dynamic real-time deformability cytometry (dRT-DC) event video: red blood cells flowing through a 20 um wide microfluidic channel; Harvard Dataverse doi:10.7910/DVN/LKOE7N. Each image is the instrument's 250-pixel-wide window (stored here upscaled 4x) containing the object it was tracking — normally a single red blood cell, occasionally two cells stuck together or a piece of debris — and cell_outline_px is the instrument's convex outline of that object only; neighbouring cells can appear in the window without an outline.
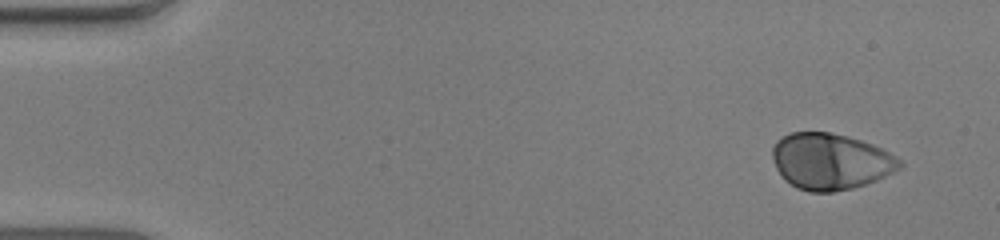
{"species": "human", "species_latin": "Homo sapiens", "temperature_condition": "warm", "stored_images_in_passage": 50, "camera_frame_rate_fps": 3000, "um_per_image_px": 0.085, "donor": {"sex": "male"}, "frame": {"image": 1, "passage_image": 1, "time_ms": 0.0, "image_size_px": [1000, 240], "cell_outline_px": [[904, 164], [900, 168], [876, 180], [852, 188], [832, 192], [808, 192], [796, 188], [784, 180], [780, 176], [776, 168], [772, 156], [772, 148], [776, 140], [792, 132], [832, 132], [848, 136], [872, 144], [896, 156]], "centroid_in_image_um": [70.56, 13.72], "position_along_channel_um": 14.4, "area_um2": 41.79}}
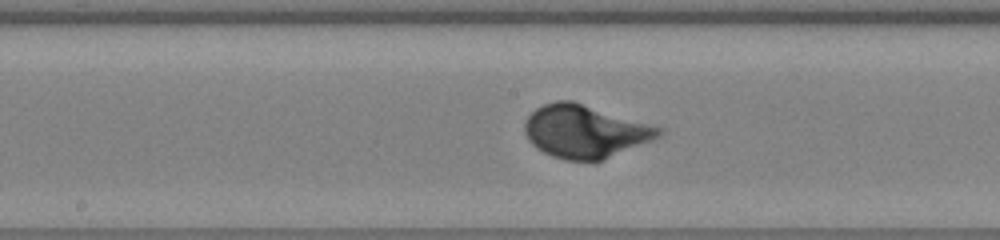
{"frame": {"image": 2, "passage_image": 25, "time_ms": 8.0, "image_size_px": [1000, 240], "cell_outline_px": [[664, 132], [660, 136], [652, 140], [604, 160], [568, 160], [552, 156], [536, 148], [528, 140], [524, 132], [524, 120], [536, 108], [544, 104], [556, 100], [572, 100], [664, 128]], "centroid_in_image_um": [49.72, 11.16], "position_along_channel_um": 198.5, "area_um2": 41.38}}
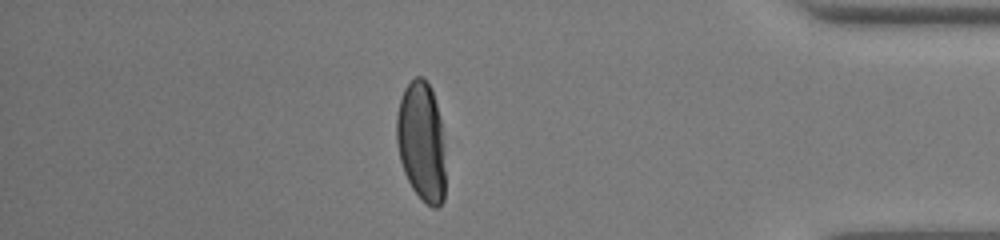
{"frame": {"image": 3, "passage_image": 43, "time_ms": 14.0, "image_size_px": [1000, 240], "cell_outline_px": [[444, 200], [436, 208], [432, 208], [412, 188], [404, 172], [400, 160], [396, 140], [396, 116], [400, 100], [404, 88], [416, 76], [424, 76], [432, 88], [440, 120], [444, 144]], "centroid_in_image_um": [35.82, 12.0], "position_along_channel_um": 399.4, "area_um2": 34.04}, "authors_computed_cell_mechanics": {"area_um2": 40.2577, "velocity_mm_per_s": 3.8997, "shape_relaxation_time_tau1_ms": 2.2367, "shape_relaxation_time_tau2_ms": null, "deformation_change_tau1": 0.1782, "deformation_change_tau2": null}}